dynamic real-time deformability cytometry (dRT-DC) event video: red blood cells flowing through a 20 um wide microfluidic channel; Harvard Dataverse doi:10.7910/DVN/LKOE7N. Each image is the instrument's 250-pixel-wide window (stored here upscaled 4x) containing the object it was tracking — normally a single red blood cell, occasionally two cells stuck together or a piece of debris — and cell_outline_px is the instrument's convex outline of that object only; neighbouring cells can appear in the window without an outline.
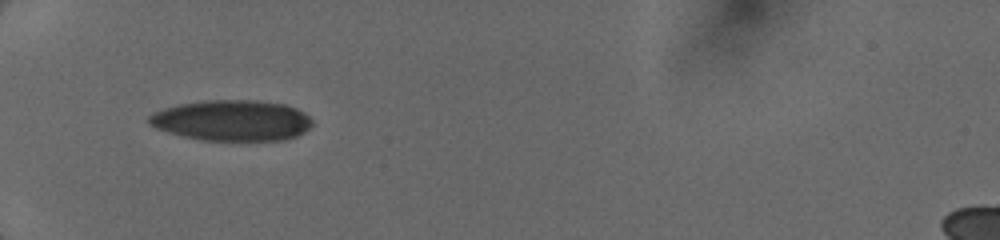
{"species": "human", "species_latin": "Homo sapiens", "temperature_condition": "cold", "stored_images_in_passage": 2, "camera_frame_rate_fps": 3000, "um_per_image_px": 0.085, "donor": {"sex": "female"}, "frame": {"image": 1, "passage_image": 1, "time_ms": 0.0, "image_size_px": [1000, 240], "cell_outline_px": [[312, 124], [304, 132], [296, 136], [284, 140], [200, 140], [168, 132], [156, 128], [148, 120], [148, 116], [164, 108], [180, 104], [204, 100], [256, 100], [284, 104], [296, 108], [304, 112], [312, 120]], "centroid_in_image_um": [19.74, 10.23], "position_along_channel_um": 65.3, "area_um2": 38.61}}